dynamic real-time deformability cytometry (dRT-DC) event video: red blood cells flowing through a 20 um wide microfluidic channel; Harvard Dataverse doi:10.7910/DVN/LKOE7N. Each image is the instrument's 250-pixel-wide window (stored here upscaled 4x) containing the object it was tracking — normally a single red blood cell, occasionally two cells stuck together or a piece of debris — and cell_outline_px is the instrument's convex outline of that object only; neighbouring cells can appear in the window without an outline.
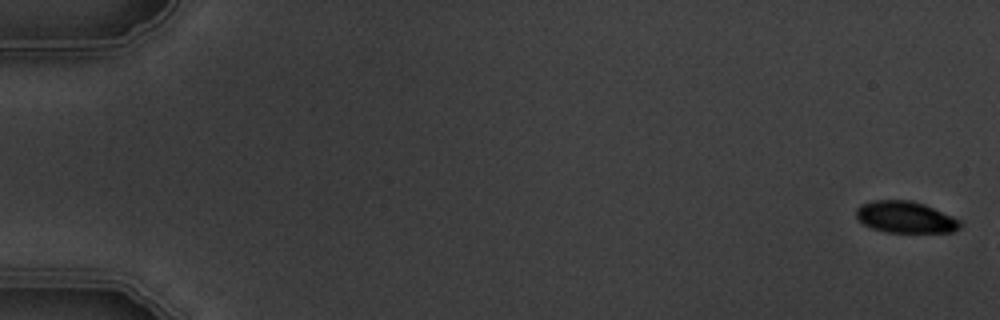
{"species": "common noctule bat (a hibernating species)", "species_latin": "Nyctalus noctula", "temperature_condition": "warm", "stored_images_in_passage": 3, "camera_frame_rate_fps": 3000, "um_per_image_px": 0.085, "animal": {"sex": "male", "body_mass_g": 19.5, "forearm_length_mm": 54.6}, "frame": {"image": 1, "passage_image": 1, "time_ms": 0.0, "image_size_px": [1000, 320], "cell_outline_px": [[964, 220], [960, 228], [952, 232], [884, 232], [872, 228], [864, 224], [856, 216], [856, 208], [860, 204], [872, 200], [912, 200], [924, 204]], "centroid_in_image_um": [77.0, 18.45], "position_along_channel_um": 8.0, "area_um2": 19.42}}